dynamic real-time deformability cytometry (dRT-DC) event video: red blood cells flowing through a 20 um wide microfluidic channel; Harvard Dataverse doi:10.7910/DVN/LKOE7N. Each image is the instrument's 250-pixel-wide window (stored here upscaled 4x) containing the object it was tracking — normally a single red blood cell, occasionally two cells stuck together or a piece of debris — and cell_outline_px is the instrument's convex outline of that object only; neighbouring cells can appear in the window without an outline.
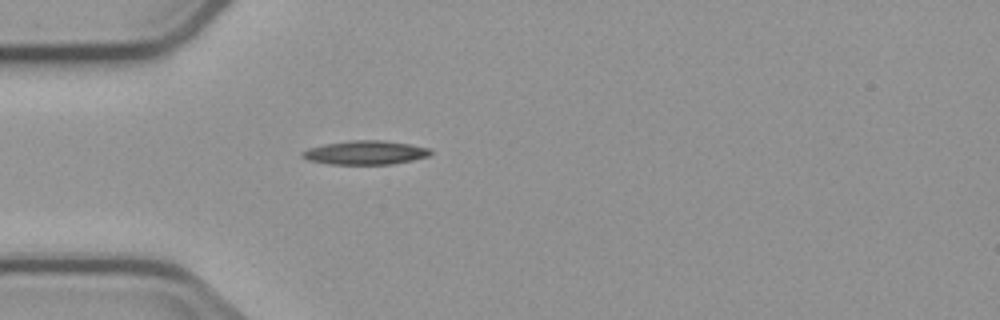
{"species": "common noctule bat (a hibernating species)", "species_latin": "Nyctalus noctula", "temperature_condition": "cold", "stored_images_in_passage": 1, "camera_frame_rate_fps": 3000, "um_per_image_px": 0.085, "animal": {"sex": "male", "body_mass_g": 23.1, "forearm_length_mm": 52.7}, "frame": {"image": 1, "passage_image": 1, "time_ms": 0.0, "image_size_px": [1000, 320], "cell_outline_px": [[432, 152], [428, 156], [412, 160], [392, 164], [328, 164], [308, 160], [300, 156], [300, 152], [308, 148], [324, 144], [348, 140], [384, 140], [432, 148]], "centroid_in_image_um": [31.03, 12.96], "position_along_channel_um": 54.0, "area_um2": 17.98}}